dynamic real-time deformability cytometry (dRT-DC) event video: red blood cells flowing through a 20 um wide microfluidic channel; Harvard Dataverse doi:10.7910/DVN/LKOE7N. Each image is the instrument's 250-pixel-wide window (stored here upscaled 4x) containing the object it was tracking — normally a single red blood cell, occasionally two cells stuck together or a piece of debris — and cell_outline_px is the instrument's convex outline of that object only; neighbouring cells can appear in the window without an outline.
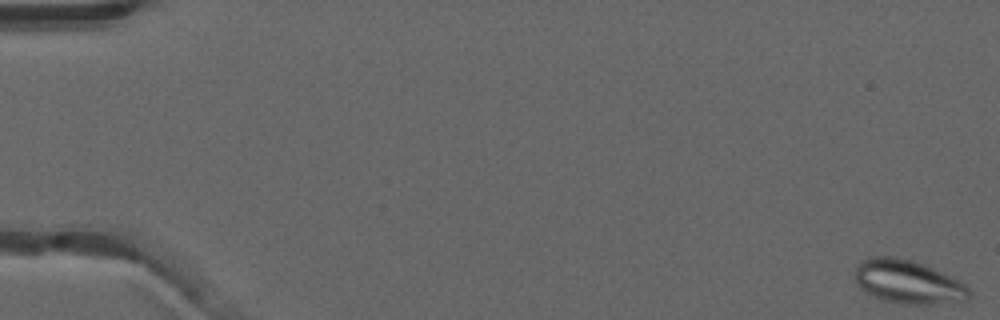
{"species": "common noctule bat (a hibernating species)", "species_latin": "Nyctalus noctula", "temperature_condition": "warm", "stored_images_in_passage": 17, "camera_frame_rate_fps": 3000, "um_per_image_px": 0.085, "animal": {"sex": "male", "forearm_length_mm": 52.5}, "frame": {"image": 1, "passage_image": 1, "time_ms": 0.0, "image_size_px": [1000, 320], "cell_outline_px": [[972, 292], [968, 300], [964, 304], [900, 304], [884, 300], [872, 296], [860, 288], [856, 284], [856, 268], [860, 260], [868, 256], [892, 256], [912, 260], [924, 264], [964, 284]], "centroid_in_image_um": [77.2, 23.99], "position_along_channel_um": 7.8, "area_um2": 29.42}}